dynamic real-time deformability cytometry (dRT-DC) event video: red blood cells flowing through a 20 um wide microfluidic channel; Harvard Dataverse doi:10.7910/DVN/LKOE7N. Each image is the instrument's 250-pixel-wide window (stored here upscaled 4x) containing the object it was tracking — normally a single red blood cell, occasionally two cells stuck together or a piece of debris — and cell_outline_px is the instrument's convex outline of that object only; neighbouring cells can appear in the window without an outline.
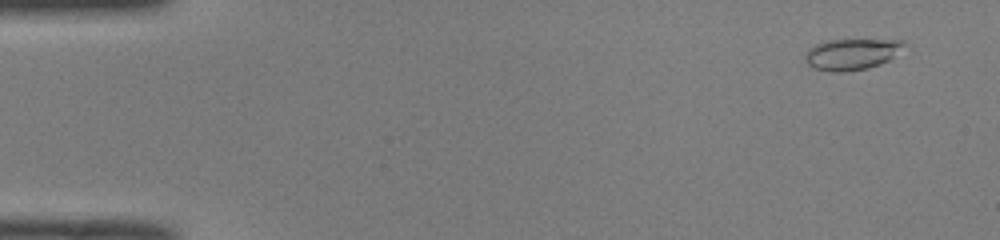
{"species": "common noctule bat (a hibernating species)", "species_latin": "Nyctalus noctula", "temperature_condition": "room temperature", "stored_images_in_passage": 52, "camera_frame_rate_fps": 3000, "um_per_image_px": 0.085, "animal": {"sex": "male", "body_mass_g": 19.0, "forearm_length_mm": 50.8}, "frame": {"image": 1, "passage_image": 4, "time_ms": 1.0, "image_size_px": [1000, 240], "cell_outline_px": [[908, 44], [888, 60], [880, 64], [868, 68], [844, 72], [832, 72], [816, 68], [808, 64], [808, 48], [816, 44], [828, 40], [904, 40]], "centroid_in_image_um": [72.45, 4.6], "position_along_channel_um": 12.5, "area_um2": 17.63}}
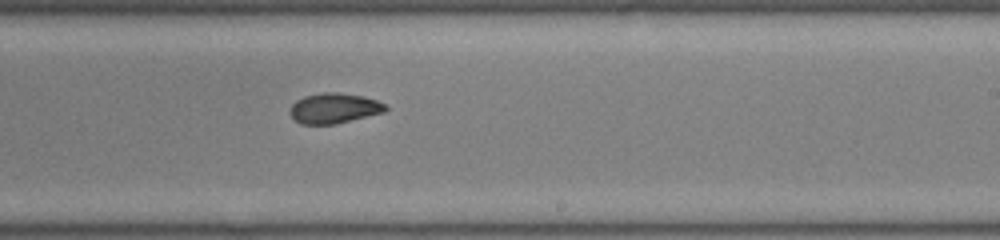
{"frame": {"image": 2, "passage_image": 32, "time_ms": 10.333, "image_size_px": [1000, 240], "cell_outline_px": [[388, 108], [384, 112], [336, 124], [300, 124], [288, 112], [292, 104], [296, 100], [304, 96], [324, 92], [336, 92], [364, 96], [388, 104]], "centroid_in_image_um": [28.41, 9.19], "position_along_channel_um": 260.6, "area_um2": 16.94}}
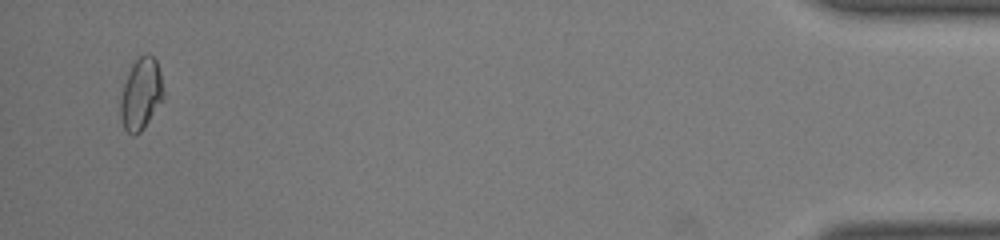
{"frame": {"image": 3, "passage_image": 50, "time_ms": 16.333, "image_size_px": [1000, 240], "cell_outline_px": [[164, 96], [144, 128], [136, 136], [132, 136], [124, 128], [120, 116], [120, 100], [124, 84], [128, 72], [132, 64], [140, 56], [148, 52], [156, 60], [160, 72], [164, 88]], "centroid_in_image_um": [11.98, 7.99], "position_along_channel_um": 423.2, "area_um2": 17.98}, "authors_computed_cell_mechanics": {"area_um2": 17.3978, "velocity_mm_per_s": 4.0304, "shape_relaxation_time_tau1_ms": 6.4582, "shape_relaxation_time_tau2_ms": 1.9007, "deformation_change_tau1": 0.1229, "deformation_change_tau2": 0.059}}